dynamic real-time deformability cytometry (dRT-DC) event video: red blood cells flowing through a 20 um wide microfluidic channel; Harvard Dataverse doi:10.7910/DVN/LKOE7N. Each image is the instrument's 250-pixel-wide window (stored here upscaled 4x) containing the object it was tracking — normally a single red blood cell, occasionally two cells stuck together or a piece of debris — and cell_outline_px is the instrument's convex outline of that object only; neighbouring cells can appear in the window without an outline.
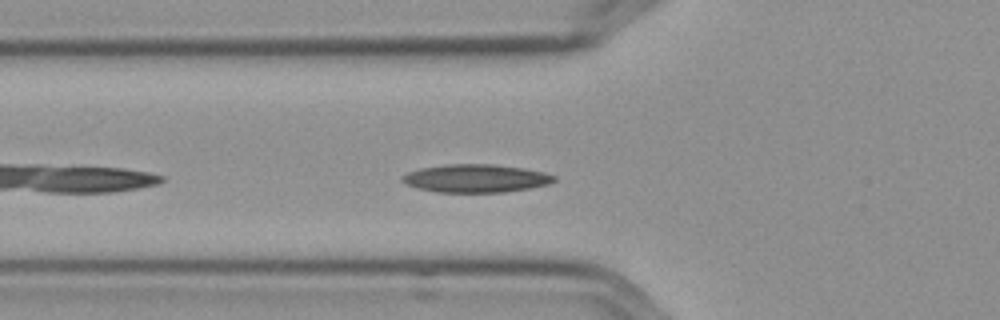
{"species": "Egyptian fruit bat (a non-hibernating species)", "species_latin": "Rousettus aegyptiacus", "temperature_condition": "cold", "stored_images_in_passage": 21, "camera_frame_rate_fps": 3000, "um_per_image_px": 0.085, "frame": {"image": 1, "passage_image": 5, "time_ms": 1.333, "image_size_px": [1000, 320], "cell_outline_px": [[556, 180], [548, 184], [532, 188], [504, 192], [436, 192], [420, 188], [408, 184], [400, 180], [400, 176], [408, 172], [420, 168], [444, 164], [492, 164], [524, 168], [544, 172], [556, 176]], "centroid_in_image_um": [40.46, 15.15], "position_along_channel_um": 85.3, "area_um2": 24.91}}
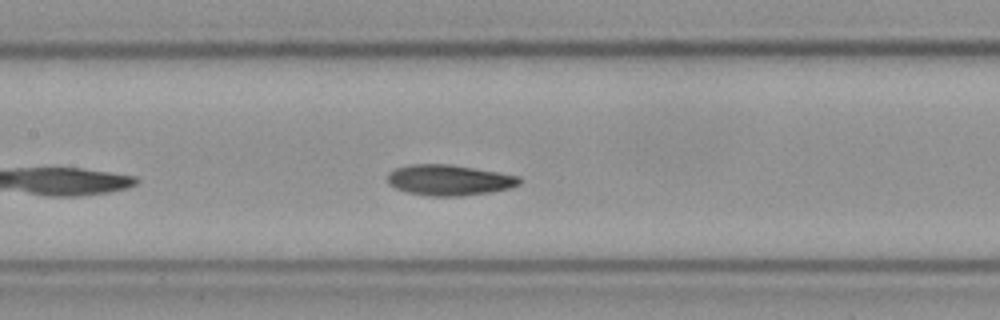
{"frame": {"image": 2, "passage_image": 12, "time_ms": 3.667, "image_size_px": [1000, 320], "cell_outline_px": [[520, 184], [512, 188], [492, 192], [460, 196], [428, 196], [408, 192], [396, 188], [388, 184], [388, 172], [396, 168], [408, 164], [452, 164], [520, 176]], "centroid_in_image_um": [38.19, 15.3], "position_along_channel_um": 169.2, "area_um2": 23.76}}
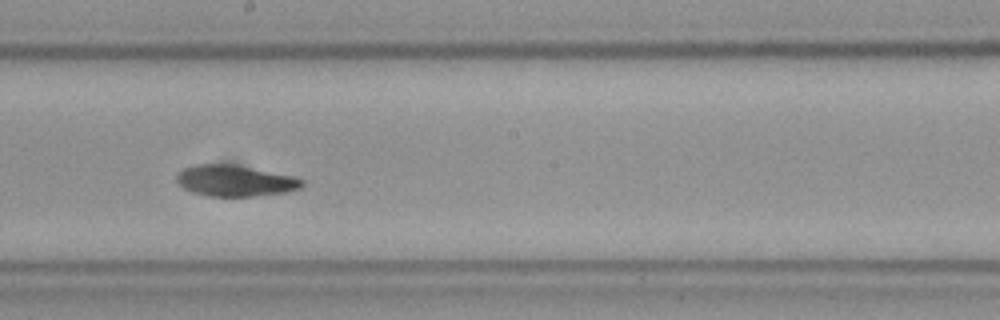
{"frame": {"image": 3, "passage_image": 17, "time_ms": 5.333, "image_size_px": [1000, 320], "cell_outline_px": [[304, 184], [300, 188], [284, 192], [256, 196], [208, 196], [192, 192], [184, 188], [176, 180], [176, 176], [184, 168], [196, 164], [232, 164], [292, 176], [304, 180]], "centroid_in_image_um": [19.96, 15.37], "position_along_channel_um": 228.2, "area_um2": 22.48}}